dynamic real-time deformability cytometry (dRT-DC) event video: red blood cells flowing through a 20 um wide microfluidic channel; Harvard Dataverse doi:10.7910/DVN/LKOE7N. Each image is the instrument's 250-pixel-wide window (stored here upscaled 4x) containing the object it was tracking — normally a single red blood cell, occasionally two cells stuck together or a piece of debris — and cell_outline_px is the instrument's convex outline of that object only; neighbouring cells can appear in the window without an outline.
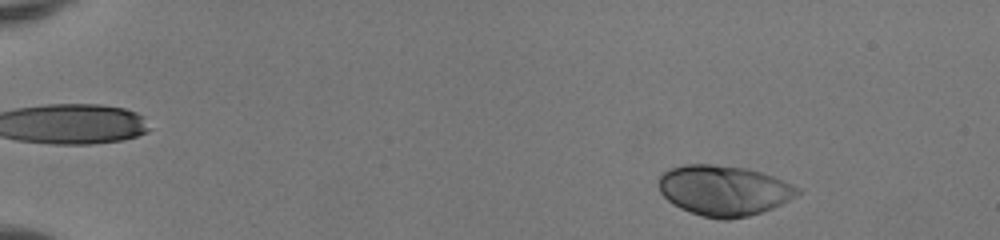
{"species": "human", "species_latin": "Homo sapiens", "temperature_condition": "room temperature", "stored_images_in_passage": 45, "camera_frame_rate_fps": 3000, "um_per_image_px": 0.085, "donor": {"sex": "female"}, "frame": {"image": 1, "passage_image": 2, "time_ms": 0.333, "image_size_px": [1000, 240], "cell_outline_px": [[800, 192], [788, 200], [772, 208], [748, 216], [728, 220], [724, 220], [704, 216], [680, 208], [672, 204], [660, 192], [660, 176], [668, 168], [684, 164], [712, 164], [744, 168], [760, 172], [772, 176], [792, 184], [800, 188]], "centroid_in_image_um": [61.51, 16.18], "position_along_channel_um": 23.5, "area_um2": 40.34}}
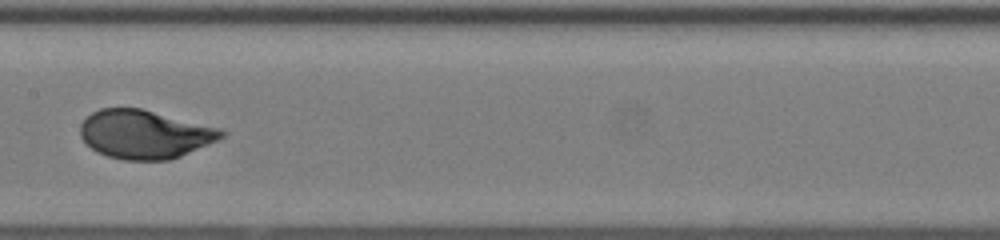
{"frame": {"image": 2, "passage_image": 23, "time_ms": 7.333, "image_size_px": [1000, 240], "cell_outline_px": [[228, 132], [220, 140], [180, 156], [168, 160], [124, 160], [108, 156], [96, 152], [80, 136], [80, 124], [92, 112], [100, 108], [140, 108], [220, 128]], "centroid_in_image_um": [12.31, 11.42], "position_along_channel_um": 195.1, "area_um2": 39.94}}
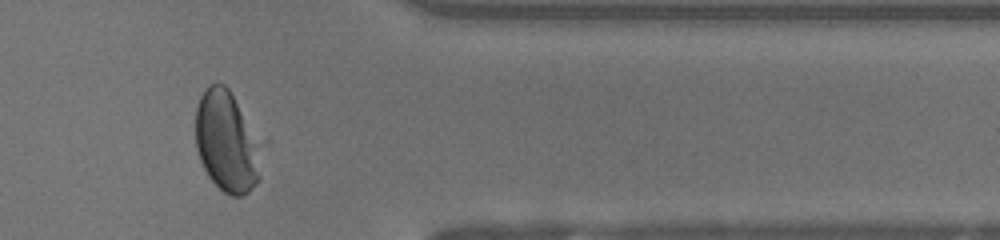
{"frame": {"image": 3, "passage_image": 38, "time_ms": 12.333, "image_size_px": [1000, 240], "cell_outline_px": [[260, 180], [248, 192], [240, 196], [232, 196], [224, 192], [208, 176], [200, 160], [196, 148], [196, 108], [200, 96], [208, 84], [216, 80], [224, 84], [228, 88], [256, 144], [260, 176]], "centroid_in_image_um": [19.17, 12.06], "position_along_channel_um": 392.2, "area_um2": 37.11}, "authors_computed_cell_mechanics": {"area_um2": 40.0554, "velocity_mm_per_s": 4.1227, "shape_relaxation_time_tau1_ms": 2.762, "shape_relaxation_time_tau2_ms": null, "deformation_change_tau1": 0.1878, "deformation_change_tau2": null}}